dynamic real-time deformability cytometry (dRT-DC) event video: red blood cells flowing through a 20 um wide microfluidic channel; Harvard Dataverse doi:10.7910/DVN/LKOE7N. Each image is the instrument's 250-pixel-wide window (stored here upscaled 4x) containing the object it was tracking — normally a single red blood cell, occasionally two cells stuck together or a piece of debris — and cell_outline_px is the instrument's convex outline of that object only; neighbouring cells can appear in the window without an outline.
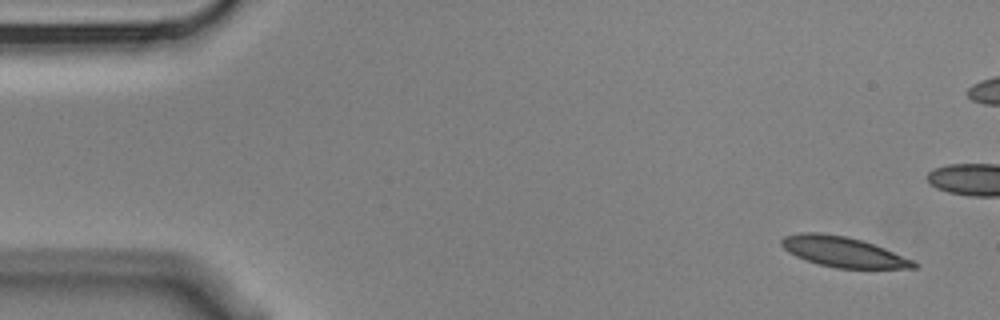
{"species": "Egyptian fruit bat (a non-hibernating species)", "species_latin": "Rousettus aegyptiacus", "temperature_condition": "cold", "stored_images_in_passage": 5, "camera_frame_rate_fps": 3000, "um_per_image_px": 0.085, "animal": {"sex": "male"}, "frame": {"image": 1, "passage_image": 1, "time_ms": 0.0, "image_size_px": [1000, 320], "cell_outline_px": [[920, 264], [916, 268], [836, 268], [820, 264], [796, 256], [788, 252], [780, 244], [780, 240], [784, 236], [800, 232], [820, 232], [844, 236], [864, 240], [916, 260]], "centroid_in_image_um": [71.71, 21.4], "position_along_channel_um": 13.3, "area_um2": 23.52}}